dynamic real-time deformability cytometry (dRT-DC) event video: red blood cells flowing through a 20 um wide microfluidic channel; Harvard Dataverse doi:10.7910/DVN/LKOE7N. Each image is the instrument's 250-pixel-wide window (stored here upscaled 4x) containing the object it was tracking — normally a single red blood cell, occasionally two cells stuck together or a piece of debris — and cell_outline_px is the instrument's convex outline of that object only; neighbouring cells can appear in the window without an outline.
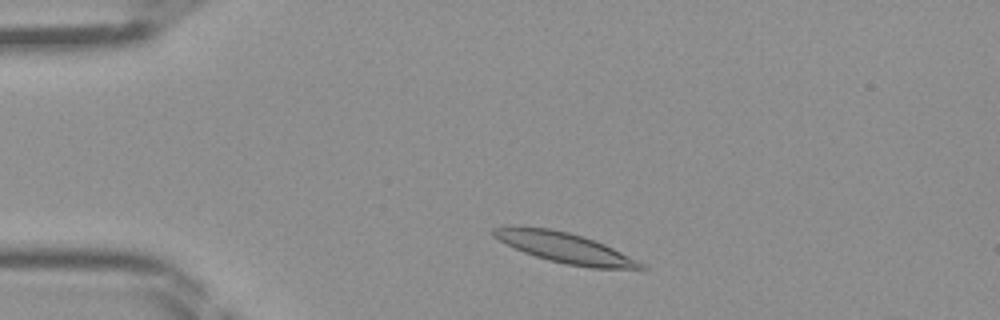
{"species": "Egyptian fruit bat (a non-hibernating species)", "species_latin": "Rousettus aegyptiacus", "temperature_condition": "room temperature", "stored_images_in_passage": 40, "segment_of_instrument_passage": [1, 2], "camera_frame_rate_fps": 3000, "um_per_image_px": 0.085, "frame": {"image": 1, "passage_image": 3, "time_ms": 0.667, "image_size_px": [1000, 320], "cell_outline_px": [[648, 268], [592, 268], [564, 264], [548, 260], [524, 252], [492, 236], [492, 228], [548, 228], [568, 232], [584, 236], [604, 244], [644, 264]], "centroid_in_image_um": [48.05, 21.08], "position_along_channel_um": 37.0, "area_um2": 25.03}}
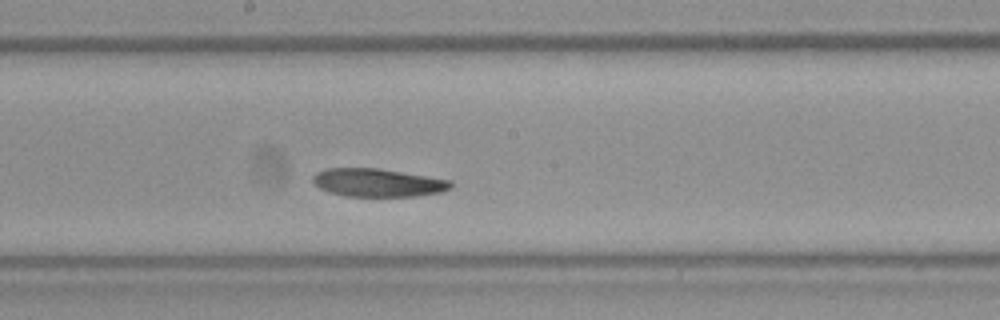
{"frame": {"image": 2, "passage_image": 18, "time_ms": 5.667, "image_size_px": [1000, 320], "cell_outline_px": [[452, 188], [440, 192], [416, 196], [344, 196], [328, 192], [320, 188], [312, 180], [312, 176], [316, 172], [328, 168], [376, 168], [452, 180]], "centroid_in_image_um": [32.1, 15.53], "position_along_channel_um": 216.1, "area_um2": 22.54}}
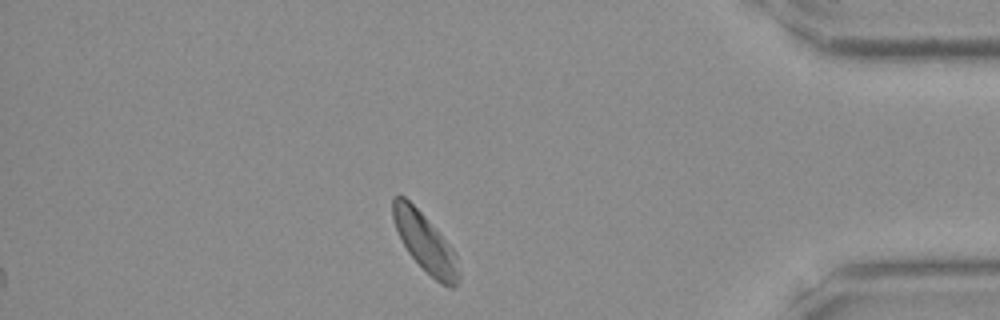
{"frame": {"image": 3, "passage_image": 33, "time_ms": 10.667, "image_size_px": [1000, 320], "cell_outline_px": [[460, 280], [452, 288], [448, 288], [440, 284], [408, 252], [396, 228], [392, 216], [392, 200], [396, 196], [404, 196], [424, 216], [456, 252], [460, 272]], "centroid_in_image_um": [36.17, 20.66], "position_along_channel_um": 399.0, "area_um2": 21.96}}